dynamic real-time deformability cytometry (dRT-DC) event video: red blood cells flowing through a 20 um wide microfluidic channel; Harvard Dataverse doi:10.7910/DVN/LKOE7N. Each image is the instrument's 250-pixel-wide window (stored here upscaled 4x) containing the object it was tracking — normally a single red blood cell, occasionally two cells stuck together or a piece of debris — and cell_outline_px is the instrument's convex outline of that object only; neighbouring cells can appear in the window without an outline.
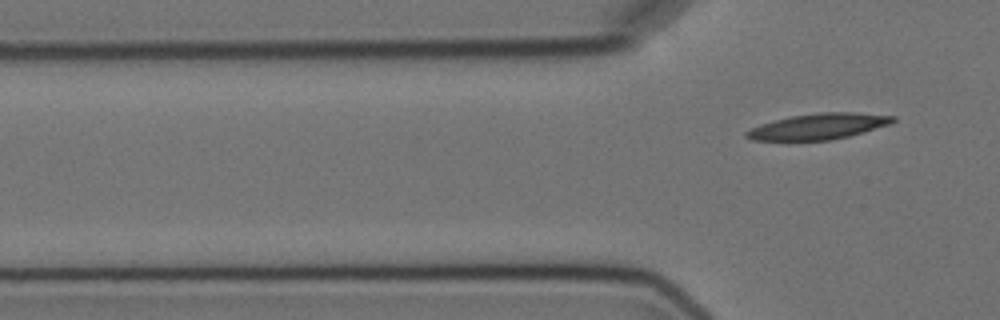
{"species": "Egyptian fruit bat (a non-hibernating species)", "species_latin": "Rousettus aegyptiacus", "temperature_condition": "cold", "stored_images_in_passage": 6, "segment_of_instrument_passage": [2, 2], "camera_frame_rate_fps": 3000, "um_per_image_px": 0.085, "animal": {"sex": "female"}, "frame": {"image": 1, "passage_image": 6, "time_ms": 7.0, "image_size_px": [1000, 320], "cell_outline_px": [[896, 120], [888, 124], [848, 136], [832, 140], [752, 140], [744, 136], [744, 132], [760, 124], [792, 116], [820, 112], [852, 112], [896, 116]], "centroid_in_image_um": [69.54, 10.74], "position_along_channel_um": 56.3, "area_um2": 21.73}}